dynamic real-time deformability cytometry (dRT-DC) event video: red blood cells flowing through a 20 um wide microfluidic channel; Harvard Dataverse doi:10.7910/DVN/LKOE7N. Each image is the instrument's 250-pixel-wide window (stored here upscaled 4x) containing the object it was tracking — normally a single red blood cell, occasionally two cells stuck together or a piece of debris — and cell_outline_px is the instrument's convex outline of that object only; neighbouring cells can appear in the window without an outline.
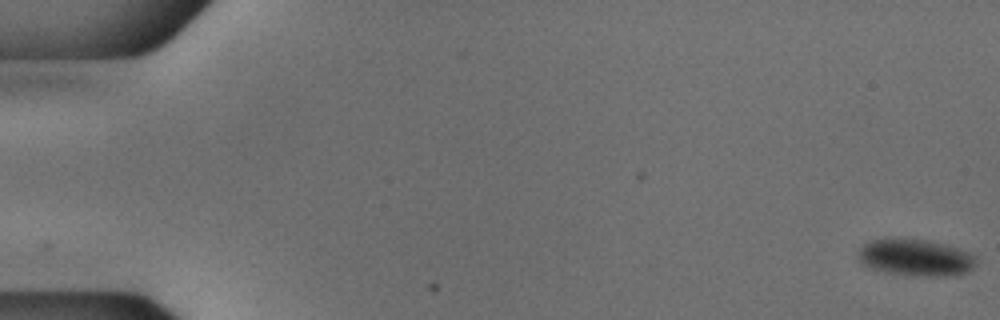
{"species": "common noctule bat (a hibernating species)", "species_latin": "Nyctalus noctula", "temperature_condition": "cold", "stored_images_in_passage": 15, "camera_frame_rate_fps": 3000, "um_per_image_px": 0.085, "animal": {"sex": "male", "body_mass_g": 18.8}, "frame": {"image": 1, "passage_image": 1, "time_ms": 0.0, "image_size_px": [1000, 320], "cell_outline_px": [[976, 264], [972, 268], [956, 276], [928, 276], [888, 272], [872, 268], [864, 264], [860, 260], [860, 248], [864, 244], [872, 240], [884, 236], [892, 236], [924, 240], [956, 248], [972, 256]], "centroid_in_image_um": [77.76, 21.86], "position_along_channel_um": 7.2, "area_um2": 24.85}}
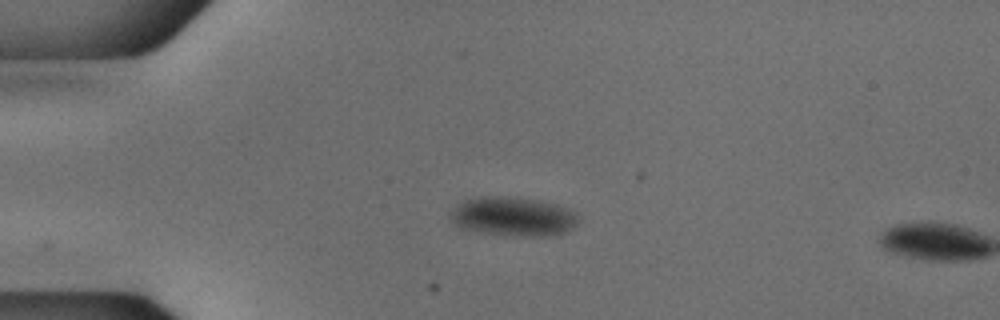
{"frame": {"image": 2, "passage_image": 14, "time_ms": 4.333, "image_size_px": [1000, 320], "cell_outline_px": [[580, 220], [576, 224], [564, 232], [556, 236], [516, 236], [488, 232], [464, 228], [456, 224], [452, 220], [452, 212], [460, 204], [468, 200], [480, 196], [516, 196], [556, 204], [568, 208]], "centroid_in_image_um": [43.7, 18.39], "position_along_channel_um": 41.3, "area_um2": 28.55}}